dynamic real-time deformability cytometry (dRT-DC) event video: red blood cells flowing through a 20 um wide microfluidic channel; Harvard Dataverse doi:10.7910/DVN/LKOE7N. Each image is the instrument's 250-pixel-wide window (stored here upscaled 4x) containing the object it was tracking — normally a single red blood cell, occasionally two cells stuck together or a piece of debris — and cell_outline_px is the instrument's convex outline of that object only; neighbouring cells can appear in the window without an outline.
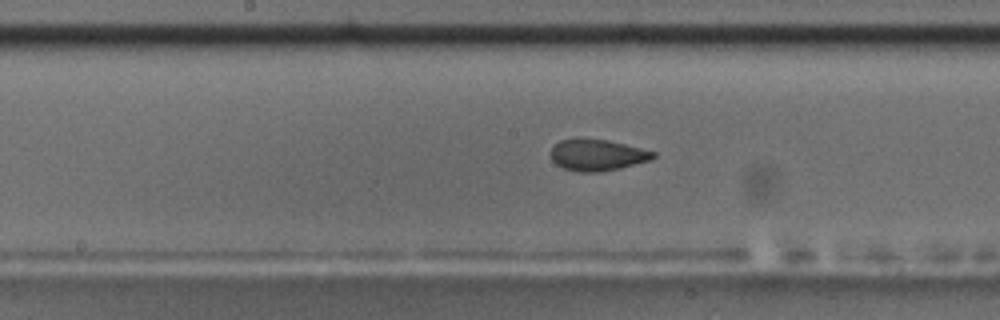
{"species": "common noctule bat (a hibernating species)", "species_latin": "Nyctalus noctula", "temperature_condition": "room temperature", "stored_images_in_passage": 49, "camera_frame_rate_fps": 3000, "um_per_image_px": 0.085, "animal": {"sex": "male", "body_mass_g": 17.5, "forearm_length_mm": 52.3}, "frame": {"image": 1, "passage_image": 22, "time_ms": 7.0, "image_size_px": [1000, 320], "cell_outline_px": [[656, 156], [652, 160], [620, 168], [600, 172], [580, 172], [564, 168], [556, 164], [552, 160], [552, 148], [560, 140], [608, 140], [656, 152]], "centroid_in_image_um": [50.82, 13.2], "position_along_channel_um": 197.4, "area_um2": 18.32}}